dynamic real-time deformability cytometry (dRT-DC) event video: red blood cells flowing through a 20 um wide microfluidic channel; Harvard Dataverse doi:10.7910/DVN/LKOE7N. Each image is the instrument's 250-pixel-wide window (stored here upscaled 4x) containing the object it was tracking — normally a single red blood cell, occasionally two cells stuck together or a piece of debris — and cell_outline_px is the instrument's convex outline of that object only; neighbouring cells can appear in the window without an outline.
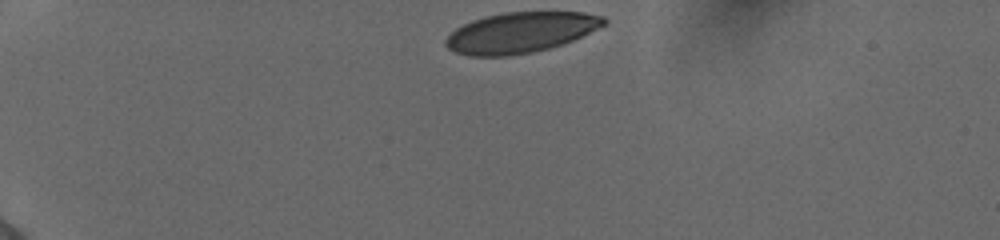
{"species": "human", "species_latin": "Homo sapiens", "temperature_condition": "cold", "stored_images_in_passage": 36, "camera_frame_rate_fps": 3000, "um_per_image_px": 0.085, "donor": {"sex": "female"}, "frame": {"image": 1, "passage_image": 1, "time_ms": 0.0, "image_size_px": [1000, 240], "cell_outline_px": [[608, 24], [572, 40], [548, 48], [532, 52], [508, 56], [468, 56], [456, 52], [448, 48], [444, 44], [444, 40], [456, 28], [472, 20], [484, 16], [504, 12], [584, 12], [604, 16], [608, 20]], "centroid_in_image_um": [44.25, 2.75], "position_along_channel_um": 40.7, "area_um2": 37.4}}
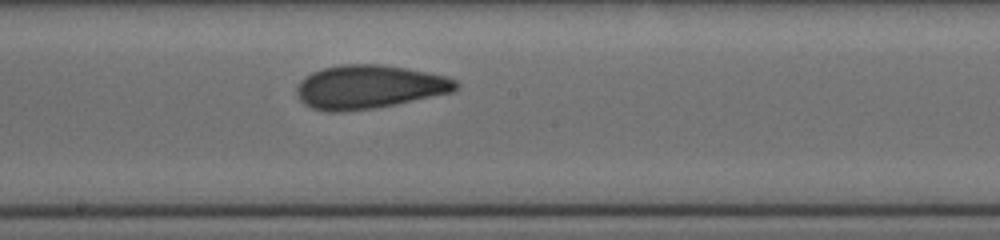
{"frame": {"image": 2, "passage_image": 20, "time_ms": 6.333, "image_size_px": [1000, 240], "cell_outline_px": [[460, 84], [452, 92], [372, 108], [340, 112], [328, 112], [312, 108], [304, 104], [300, 100], [296, 92], [296, 88], [312, 72], [324, 68], [340, 64], [380, 64], [408, 68], [444, 76], [456, 80]], "centroid_in_image_um": [31.36, 7.38], "position_along_channel_um": 216.8, "area_um2": 39.94}}
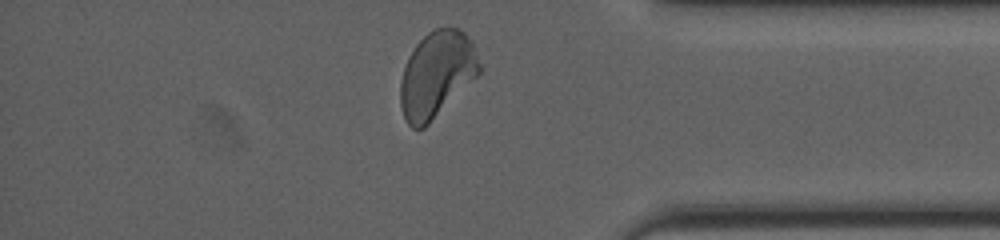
{"frame": {"image": 3, "passage_image": 35, "time_ms": 11.333, "image_size_px": [1000, 240], "cell_outline_px": [[480, 72], [424, 128], [412, 128], [404, 120], [400, 104], [400, 84], [404, 68], [408, 56], [416, 44], [428, 32], [436, 28], [460, 28], [472, 40], [480, 64]], "centroid_in_image_um": [37.09, 6.31], "position_along_channel_um": 398.1, "area_um2": 39.25}, "authors_computed_cell_mechanics": {"area_um2": 39.2462, "velocity_mm_per_s": 3.8743, "shape_relaxation_time_tau1_ms": 3.9476, "shape_relaxation_time_tau2_ms": 1.115, "deformation_change_tau1": 0.1437, "deformation_change_tau2": 0.0649}}